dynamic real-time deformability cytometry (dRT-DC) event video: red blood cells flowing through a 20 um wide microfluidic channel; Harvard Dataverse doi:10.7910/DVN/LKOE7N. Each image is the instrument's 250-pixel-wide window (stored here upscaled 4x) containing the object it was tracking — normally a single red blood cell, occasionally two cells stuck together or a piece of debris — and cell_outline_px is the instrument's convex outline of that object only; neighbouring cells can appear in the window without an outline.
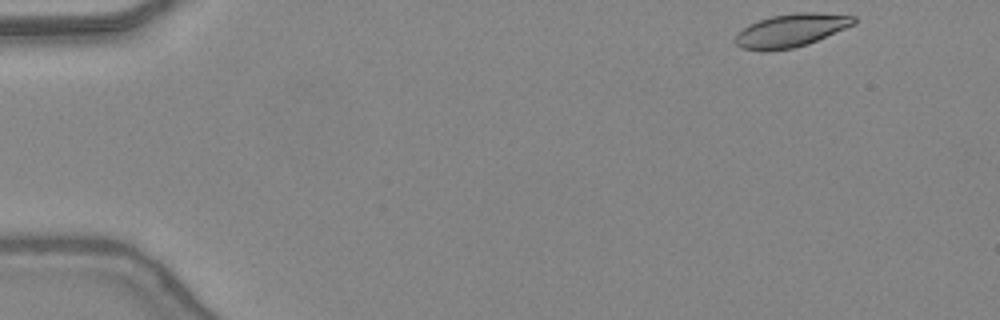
{"species": "common noctule bat (a hibernating species)", "species_latin": "Nyctalus noctula", "temperature_condition": "warm", "stored_images_in_passage": 4, "camera_frame_rate_fps": 3000, "um_per_image_px": 0.085, "animal": {"sex": "female", "body_mass_g": 24.6, "forearm_length_mm": 56.2}, "frame": {"image": 1, "passage_image": 1, "time_ms": 0.0, "image_size_px": [1000, 320], "cell_outline_px": [[856, 24], [808, 44], [792, 48], [764, 52], [760, 52], [740, 48], [732, 40], [748, 24], [772, 16], [796, 12], [816, 12], [856, 16]], "centroid_in_image_um": [67.23, 2.6], "position_along_channel_um": 17.8, "area_um2": 23.12}}